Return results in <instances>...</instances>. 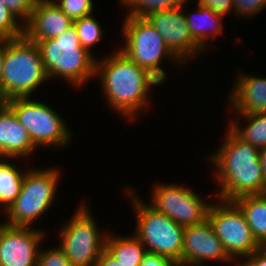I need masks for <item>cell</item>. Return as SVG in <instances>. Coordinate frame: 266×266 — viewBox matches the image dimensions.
Returning a JSON list of instances; mask_svg holds the SVG:
<instances>
[{
  "label": "cell",
  "mask_w": 266,
  "mask_h": 266,
  "mask_svg": "<svg viewBox=\"0 0 266 266\" xmlns=\"http://www.w3.org/2000/svg\"><path fill=\"white\" fill-rule=\"evenodd\" d=\"M95 77L101 83L108 105L129 121L136 119L138 112L146 111L151 105L150 89L154 85H161L119 49L102 59H96Z\"/></svg>",
  "instance_id": "1"
},
{
  "label": "cell",
  "mask_w": 266,
  "mask_h": 266,
  "mask_svg": "<svg viewBox=\"0 0 266 266\" xmlns=\"http://www.w3.org/2000/svg\"><path fill=\"white\" fill-rule=\"evenodd\" d=\"M217 151L208 156L215 166L219 199L233 201L245 195L265 194L266 182L259 161L260 149L244 142L229 127Z\"/></svg>",
  "instance_id": "2"
},
{
  "label": "cell",
  "mask_w": 266,
  "mask_h": 266,
  "mask_svg": "<svg viewBox=\"0 0 266 266\" xmlns=\"http://www.w3.org/2000/svg\"><path fill=\"white\" fill-rule=\"evenodd\" d=\"M31 41L38 45L49 80L63 78L78 88L95 77L97 58L81 46L74 25L55 38Z\"/></svg>",
  "instance_id": "3"
},
{
  "label": "cell",
  "mask_w": 266,
  "mask_h": 266,
  "mask_svg": "<svg viewBox=\"0 0 266 266\" xmlns=\"http://www.w3.org/2000/svg\"><path fill=\"white\" fill-rule=\"evenodd\" d=\"M48 77L36 42L25 35L5 40V58L0 82L6 100L31 97Z\"/></svg>",
  "instance_id": "4"
},
{
  "label": "cell",
  "mask_w": 266,
  "mask_h": 266,
  "mask_svg": "<svg viewBox=\"0 0 266 266\" xmlns=\"http://www.w3.org/2000/svg\"><path fill=\"white\" fill-rule=\"evenodd\" d=\"M132 207L135 209L136 226L134 235L149 252L175 260L181 265L183 251V226L174 222L165 214L156 211L136 196L134 188L127 189ZM134 195V196H133Z\"/></svg>",
  "instance_id": "5"
},
{
  "label": "cell",
  "mask_w": 266,
  "mask_h": 266,
  "mask_svg": "<svg viewBox=\"0 0 266 266\" xmlns=\"http://www.w3.org/2000/svg\"><path fill=\"white\" fill-rule=\"evenodd\" d=\"M59 169H29L25 171L21 190L15 201L3 212L5 224L31 227L51 208L60 182Z\"/></svg>",
  "instance_id": "6"
},
{
  "label": "cell",
  "mask_w": 266,
  "mask_h": 266,
  "mask_svg": "<svg viewBox=\"0 0 266 266\" xmlns=\"http://www.w3.org/2000/svg\"><path fill=\"white\" fill-rule=\"evenodd\" d=\"M121 29L124 33L125 43L123 44L125 45H122L119 50L147 70L161 84H165L167 79L165 71L160 66L161 63H164L163 59L175 62V65L183 64L146 18L125 16Z\"/></svg>",
  "instance_id": "7"
},
{
  "label": "cell",
  "mask_w": 266,
  "mask_h": 266,
  "mask_svg": "<svg viewBox=\"0 0 266 266\" xmlns=\"http://www.w3.org/2000/svg\"><path fill=\"white\" fill-rule=\"evenodd\" d=\"M6 104L27 130L36 147L57 149L69 145L72 137L70 129L51 106L29 97L11 98L6 100Z\"/></svg>",
  "instance_id": "8"
},
{
  "label": "cell",
  "mask_w": 266,
  "mask_h": 266,
  "mask_svg": "<svg viewBox=\"0 0 266 266\" xmlns=\"http://www.w3.org/2000/svg\"><path fill=\"white\" fill-rule=\"evenodd\" d=\"M79 204L73 216L60 229L59 247L73 266H95L105 250L107 234H103L88 209V204ZM100 230V231H99Z\"/></svg>",
  "instance_id": "9"
},
{
  "label": "cell",
  "mask_w": 266,
  "mask_h": 266,
  "mask_svg": "<svg viewBox=\"0 0 266 266\" xmlns=\"http://www.w3.org/2000/svg\"><path fill=\"white\" fill-rule=\"evenodd\" d=\"M207 219L234 262H239V258L248 257L259 249L260 244L255 240L240 208L233 201L219 198L218 202L211 201Z\"/></svg>",
  "instance_id": "10"
},
{
  "label": "cell",
  "mask_w": 266,
  "mask_h": 266,
  "mask_svg": "<svg viewBox=\"0 0 266 266\" xmlns=\"http://www.w3.org/2000/svg\"><path fill=\"white\" fill-rule=\"evenodd\" d=\"M150 204L179 225H197L207 219L211 201H205L194 189L179 184H154Z\"/></svg>",
  "instance_id": "11"
},
{
  "label": "cell",
  "mask_w": 266,
  "mask_h": 266,
  "mask_svg": "<svg viewBox=\"0 0 266 266\" xmlns=\"http://www.w3.org/2000/svg\"><path fill=\"white\" fill-rule=\"evenodd\" d=\"M43 229L10 226L0 222V266H37Z\"/></svg>",
  "instance_id": "12"
},
{
  "label": "cell",
  "mask_w": 266,
  "mask_h": 266,
  "mask_svg": "<svg viewBox=\"0 0 266 266\" xmlns=\"http://www.w3.org/2000/svg\"><path fill=\"white\" fill-rule=\"evenodd\" d=\"M189 3L185 1L182 6L161 12H154L146 17L148 22L163 37L168 48L184 64L198 54L203 48L192 38L187 26L183 6ZM191 57V58H190Z\"/></svg>",
  "instance_id": "13"
},
{
  "label": "cell",
  "mask_w": 266,
  "mask_h": 266,
  "mask_svg": "<svg viewBox=\"0 0 266 266\" xmlns=\"http://www.w3.org/2000/svg\"><path fill=\"white\" fill-rule=\"evenodd\" d=\"M209 261L235 263L206 219L200 224L184 228L181 266H204Z\"/></svg>",
  "instance_id": "14"
},
{
  "label": "cell",
  "mask_w": 266,
  "mask_h": 266,
  "mask_svg": "<svg viewBox=\"0 0 266 266\" xmlns=\"http://www.w3.org/2000/svg\"><path fill=\"white\" fill-rule=\"evenodd\" d=\"M73 26V20L53 0H36L24 35L29 40H47L59 36Z\"/></svg>",
  "instance_id": "15"
},
{
  "label": "cell",
  "mask_w": 266,
  "mask_h": 266,
  "mask_svg": "<svg viewBox=\"0 0 266 266\" xmlns=\"http://www.w3.org/2000/svg\"><path fill=\"white\" fill-rule=\"evenodd\" d=\"M35 149L27 130L13 110L7 104L0 107V158L19 160L29 157Z\"/></svg>",
  "instance_id": "16"
},
{
  "label": "cell",
  "mask_w": 266,
  "mask_h": 266,
  "mask_svg": "<svg viewBox=\"0 0 266 266\" xmlns=\"http://www.w3.org/2000/svg\"><path fill=\"white\" fill-rule=\"evenodd\" d=\"M242 74L237 75L228 96L232 112L236 115L266 112V78Z\"/></svg>",
  "instance_id": "17"
},
{
  "label": "cell",
  "mask_w": 266,
  "mask_h": 266,
  "mask_svg": "<svg viewBox=\"0 0 266 266\" xmlns=\"http://www.w3.org/2000/svg\"><path fill=\"white\" fill-rule=\"evenodd\" d=\"M196 11L192 14L183 11L185 14L187 26L189 27L192 38L204 49L206 52L208 47V39L210 37L219 36L223 33V18L224 16L214 13L211 9L197 4Z\"/></svg>",
  "instance_id": "18"
},
{
  "label": "cell",
  "mask_w": 266,
  "mask_h": 266,
  "mask_svg": "<svg viewBox=\"0 0 266 266\" xmlns=\"http://www.w3.org/2000/svg\"><path fill=\"white\" fill-rule=\"evenodd\" d=\"M233 202L243 213L255 240L261 244L266 240V193L241 196Z\"/></svg>",
  "instance_id": "19"
},
{
  "label": "cell",
  "mask_w": 266,
  "mask_h": 266,
  "mask_svg": "<svg viewBox=\"0 0 266 266\" xmlns=\"http://www.w3.org/2000/svg\"><path fill=\"white\" fill-rule=\"evenodd\" d=\"M105 250L123 266H140L146 247L133 234L125 237L107 234Z\"/></svg>",
  "instance_id": "20"
},
{
  "label": "cell",
  "mask_w": 266,
  "mask_h": 266,
  "mask_svg": "<svg viewBox=\"0 0 266 266\" xmlns=\"http://www.w3.org/2000/svg\"><path fill=\"white\" fill-rule=\"evenodd\" d=\"M237 116L238 119L233 118L228 127L244 142L259 149L266 147V112L238 114ZM240 118L242 120L245 118L244 121L248 122L245 127L239 125Z\"/></svg>",
  "instance_id": "21"
},
{
  "label": "cell",
  "mask_w": 266,
  "mask_h": 266,
  "mask_svg": "<svg viewBox=\"0 0 266 266\" xmlns=\"http://www.w3.org/2000/svg\"><path fill=\"white\" fill-rule=\"evenodd\" d=\"M9 160L10 158H0V208L3 212L19 195L25 175V171L22 172Z\"/></svg>",
  "instance_id": "22"
},
{
  "label": "cell",
  "mask_w": 266,
  "mask_h": 266,
  "mask_svg": "<svg viewBox=\"0 0 266 266\" xmlns=\"http://www.w3.org/2000/svg\"><path fill=\"white\" fill-rule=\"evenodd\" d=\"M128 10V17L146 18L154 12L168 11L182 6L185 0H119Z\"/></svg>",
  "instance_id": "23"
},
{
  "label": "cell",
  "mask_w": 266,
  "mask_h": 266,
  "mask_svg": "<svg viewBox=\"0 0 266 266\" xmlns=\"http://www.w3.org/2000/svg\"><path fill=\"white\" fill-rule=\"evenodd\" d=\"M77 35L80 38L81 46L92 53L93 45L103 39V29L99 21L92 14L73 21Z\"/></svg>",
  "instance_id": "24"
},
{
  "label": "cell",
  "mask_w": 266,
  "mask_h": 266,
  "mask_svg": "<svg viewBox=\"0 0 266 266\" xmlns=\"http://www.w3.org/2000/svg\"><path fill=\"white\" fill-rule=\"evenodd\" d=\"M22 35H24V26L0 0V40L14 39Z\"/></svg>",
  "instance_id": "25"
},
{
  "label": "cell",
  "mask_w": 266,
  "mask_h": 266,
  "mask_svg": "<svg viewBox=\"0 0 266 266\" xmlns=\"http://www.w3.org/2000/svg\"><path fill=\"white\" fill-rule=\"evenodd\" d=\"M55 4L70 19L77 20L93 14L94 4L92 0H53Z\"/></svg>",
  "instance_id": "26"
},
{
  "label": "cell",
  "mask_w": 266,
  "mask_h": 266,
  "mask_svg": "<svg viewBox=\"0 0 266 266\" xmlns=\"http://www.w3.org/2000/svg\"><path fill=\"white\" fill-rule=\"evenodd\" d=\"M37 266H73L59 247L39 249Z\"/></svg>",
  "instance_id": "27"
},
{
  "label": "cell",
  "mask_w": 266,
  "mask_h": 266,
  "mask_svg": "<svg viewBox=\"0 0 266 266\" xmlns=\"http://www.w3.org/2000/svg\"><path fill=\"white\" fill-rule=\"evenodd\" d=\"M1 2H3L12 15L24 26L31 17L36 0H1Z\"/></svg>",
  "instance_id": "28"
},
{
  "label": "cell",
  "mask_w": 266,
  "mask_h": 266,
  "mask_svg": "<svg viewBox=\"0 0 266 266\" xmlns=\"http://www.w3.org/2000/svg\"><path fill=\"white\" fill-rule=\"evenodd\" d=\"M234 16L251 18L261 13L266 6V0H233ZM260 12V13H259Z\"/></svg>",
  "instance_id": "29"
},
{
  "label": "cell",
  "mask_w": 266,
  "mask_h": 266,
  "mask_svg": "<svg viewBox=\"0 0 266 266\" xmlns=\"http://www.w3.org/2000/svg\"><path fill=\"white\" fill-rule=\"evenodd\" d=\"M196 2L222 16H226L231 11L234 13L233 0H197Z\"/></svg>",
  "instance_id": "30"
},
{
  "label": "cell",
  "mask_w": 266,
  "mask_h": 266,
  "mask_svg": "<svg viewBox=\"0 0 266 266\" xmlns=\"http://www.w3.org/2000/svg\"><path fill=\"white\" fill-rule=\"evenodd\" d=\"M140 266H181L175 260L147 251L140 263Z\"/></svg>",
  "instance_id": "31"
},
{
  "label": "cell",
  "mask_w": 266,
  "mask_h": 266,
  "mask_svg": "<svg viewBox=\"0 0 266 266\" xmlns=\"http://www.w3.org/2000/svg\"><path fill=\"white\" fill-rule=\"evenodd\" d=\"M243 262L240 259L239 262L243 266H266V254L260 249L256 250L252 255L243 258Z\"/></svg>",
  "instance_id": "32"
},
{
  "label": "cell",
  "mask_w": 266,
  "mask_h": 266,
  "mask_svg": "<svg viewBox=\"0 0 266 266\" xmlns=\"http://www.w3.org/2000/svg\"><path fill=\"white\" fill-rule=\"evenodd\" d=\"M95 266H123L116 259H114L106 250H104L97 261Z\"/></svg>",
  "instance_id": "33"
},
{
  "label": "cell",
  "mask_w": 266,
  "mask_h": 266,
  "mask_svg": "<svg viewBox=\"0 0 266 266\" xmlns=\"http://www.w3.org/2000/svg\"><path fill=\"white\" fill-rule=\"evenodd\" d=\"M259 161L266 182V147L260 149Z\"/></svg>",
  "instance_id": "34"
},
{
  "label": "cell",
  "mask_w": 266,
  "mask_h": 266,
  "mask_svg": "<svg viewBox=\"0 0 266 266\" xmlns=\"http://www.w3.org/2000/svg\"><path fill=\"white\" fill-rule=\"evenodd\" d=\"M4 58H5V40H0V82L3 74Z\"/></svg>",
  "instance_id": "35"
},
{
  "label": "cell",
  "mask_w": 266,
  "mask_h": 266,
  "mask_svg": "<svg viewBox=\"0 0 266 266\" xmlns=\"http://www.w3.org/2000/svg\"><path fill=\"white\" fill-rule=\"evenodd\" d=\"M5 104H6V99L4 98L0 89V107L4 106Z\"/></svg>",
  "instance_id": "36"
},
{
  "label": "cell",
  "mask_w": 266,
  "mask_h": 266,
  "mask_svg": "<svg viewBox=\"0 0 266 266\" xmlns=\"http://www.w3.org/2000/svg\"><path fill=\"white\" fill-rule=\"evenodd\" d=\"M259 249L266 254V240H264L261 244Z\"/></svg>",
  "instance_id": "37"
},
{
  "label": "cell",
  "mask_w": 266,
  "mask_h": 266,
  "mask_svg": "<svg viewBox=\"0 0 266 266\" xmlns=\"http://www.w3.org/2000/svg\"><path fill=\"white\" fill-rule=\"evenodd\" d=\"M234 266H243L240 262L239 264L236 262Z\"/></svg>",
  "instance_id": "38"
}]
</instances>
